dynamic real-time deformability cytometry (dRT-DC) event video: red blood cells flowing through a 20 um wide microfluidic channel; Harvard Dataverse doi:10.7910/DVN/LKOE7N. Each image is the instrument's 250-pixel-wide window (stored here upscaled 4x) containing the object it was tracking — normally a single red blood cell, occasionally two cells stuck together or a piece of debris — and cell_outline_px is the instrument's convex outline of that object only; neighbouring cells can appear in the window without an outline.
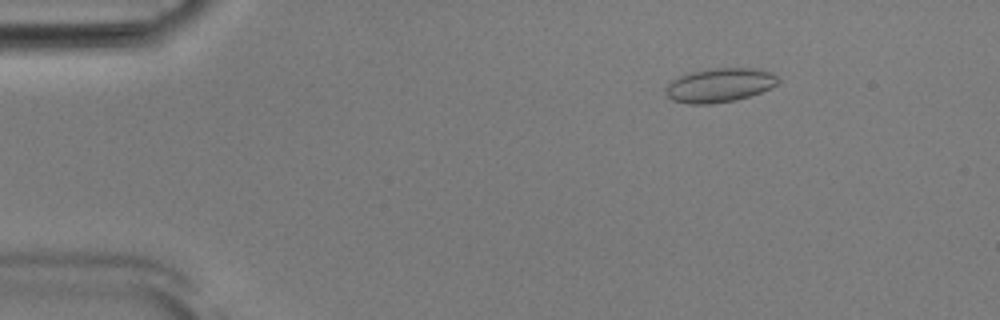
{"species": "Egyptian fruit bat (a non-hibernating species)", "species_latin": "Rousettus aegyptiacus", "temperature_condition": "room temperature", "stored_images_in_passage": 49, "camera_frame_rate_fps": 3000, "um_per_image_px": 0.085, "animal": {"sex": "male"}, "frame": {"image": 1, "passage_image": 4, "time_ms": 1.0, "image_size_px": [1000, 320], "cell_outline_px": [[780, 80], [776, 84], [760, 92], [748, 96], [732, 100], [712, 104], [688, 104], [672, 100], [664, 92], [664, 88], [672, 80], [680, 76], [692, 72], [708, 68], [756, 68], [772, 72]], "centroid_in_image_um": [61.13, 7.23], "position_along_channel_um": 23.9, "area_um2": 22.2}}
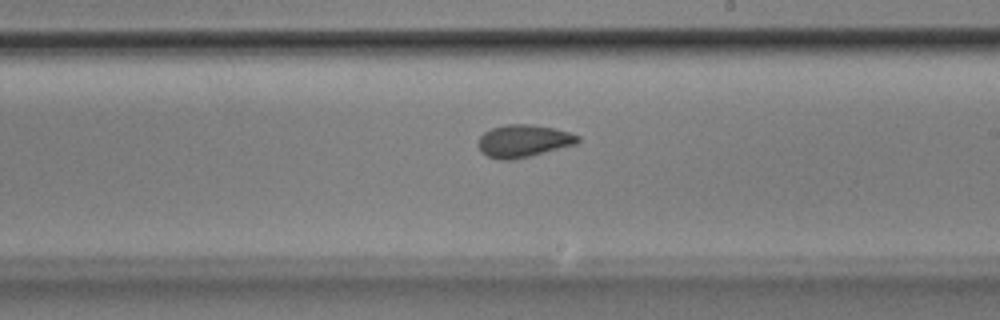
{"frame": {"image": 2, "passage_image": 27, "time_ms": 8.667, "image_size_px": [1000, 320], "cell_outline_px": [[580, 140], [576, 144], [512, 160], [500, 160], [488, 156], [480, 152], [476, 144], [480, 136], [484, 132], [492, 128], [504, 124], [532, 124], [556, 128], [580, 136]], "centroid_in_image_um": [44.46, 11.97], "position_along_channel_um": 244.5, "area_um2": 18.96}}
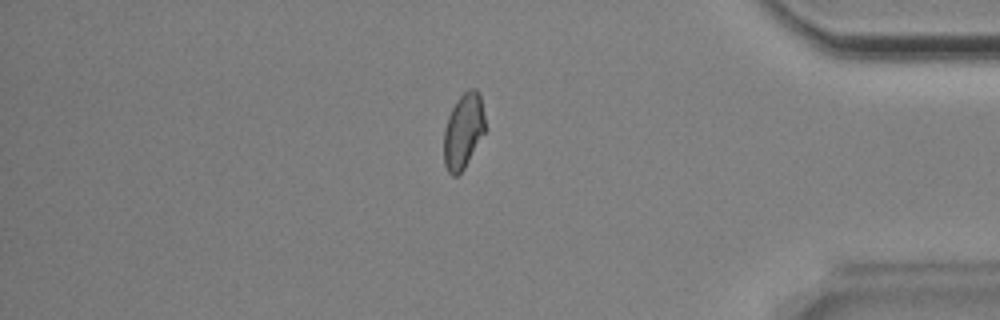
{"frame": {"image": 3, "passage_image": 41, "time_ms": 13.333, "image_size_px": [1000, 320], "cell_outline_px": [[484, 132], [464, 168], [456, 176], [452, 176], [448, 172], [444, 164], [444, 128], [448, 116], [456, 100], [468, 88], [476, 88], [480, 92], [484, 116]], "centroid_in_image_um": [39.37, 11.1], "position_along_channel_um": 395.8, "area_um2": 17.98}, "authors_computed_cell_mechanics": {"area_um2": 18.4382, "velocity_mm_per_s": 3.8649, "shape_relaxation_time_tau1_ms": null, "shape_relaxation_time_tau2_ms": 1.3362, "deformation_change_tau1": null, "deformation_change_tau2": 0.0587}}